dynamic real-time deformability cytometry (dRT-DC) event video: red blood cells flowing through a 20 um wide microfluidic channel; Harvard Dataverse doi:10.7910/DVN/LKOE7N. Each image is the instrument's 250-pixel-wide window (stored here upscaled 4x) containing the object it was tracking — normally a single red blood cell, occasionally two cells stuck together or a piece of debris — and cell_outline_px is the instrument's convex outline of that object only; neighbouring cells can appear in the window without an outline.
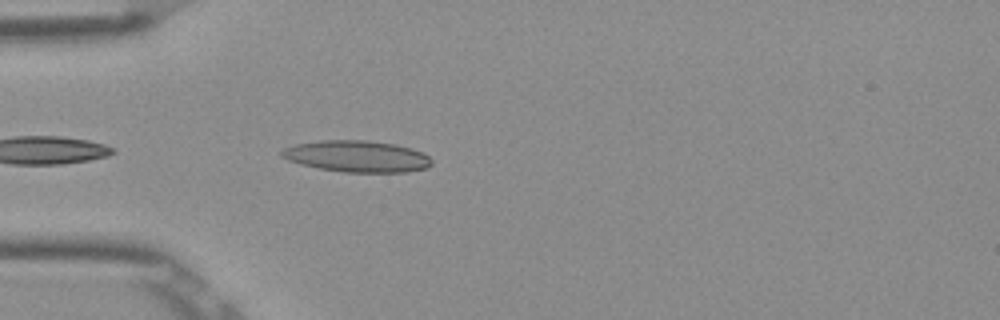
{"species": "Egyptian fruit bat (a non-hibernating species)", "species_latin": "Rousettus aegyptiacus", "temperature_condition": "room temperature", "stored_images_in_passage": 26, "camera_frame_rate_fps": 3000, "um_per_image_px": 0.085, "frame": {"image": 1, "passage_image": 2, "time_ms": 0.333, "image_size_px": [1000, 320], "cell_outline_px": [[432, 164], [428, 168], [408, 172], [344, 172], [320, 168], [300, 164], [288, 160], [280, 156], [280, 152], [284, 148], [296, 144], [320, 140], [368, 140], [392, 144], [412, 148], [424, 152], [432, 160]], "centroid_in_image_um": [30.36, 13.29], "position_along_channel_um": 54.6, "area_um2": 27.63}}
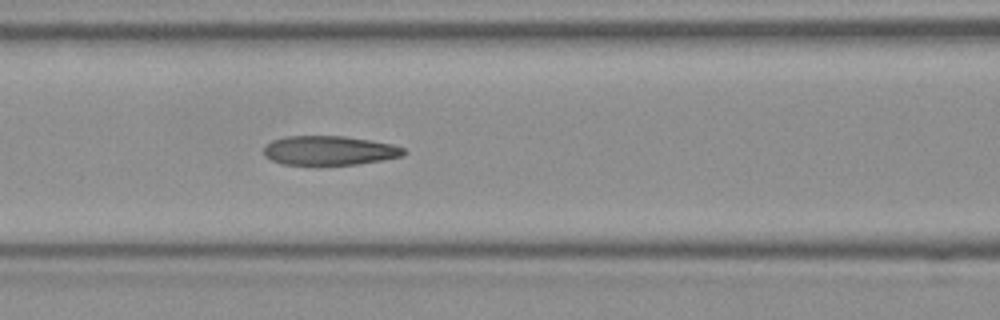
{"frame": {"image": 2, "passage_image": 9, "time_ms": 2.667, "image_size_px": [1000, 320], "cell_outline_px": [[408, 152], [404, 156], [356, 164], [320, 168], [316, 168], [284, 164], [272, 160], [264, 156], [264, 144], [272, 140], [284, 136], [344, 136], [372, 140], [392, 144], [404, 148]], "centroid_in_image_um": [27.96, 12.83], "position_along_channel_um": 138.6, "area_um2": 24.97}}
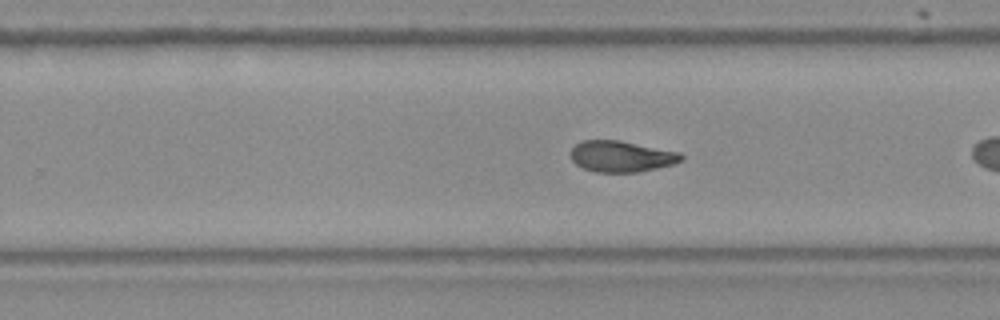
{"frame": {"image": 3, "passage_image": 17, "time_ms": 5.333, "image_size_px": [1000, 320], "cell_outline_px": [[684, 160], [672, 164], [656, 168], [636, 172], [596, 172], [584, 168], [576, 164], [572, 160], [572, 148], [580, 140], [620, 140], [680, 152], [684, 156]], "centroid_in_image_um": [52.83, 13.28], "position_along_channel_um": 277.0, "area_um2": 20.0}}